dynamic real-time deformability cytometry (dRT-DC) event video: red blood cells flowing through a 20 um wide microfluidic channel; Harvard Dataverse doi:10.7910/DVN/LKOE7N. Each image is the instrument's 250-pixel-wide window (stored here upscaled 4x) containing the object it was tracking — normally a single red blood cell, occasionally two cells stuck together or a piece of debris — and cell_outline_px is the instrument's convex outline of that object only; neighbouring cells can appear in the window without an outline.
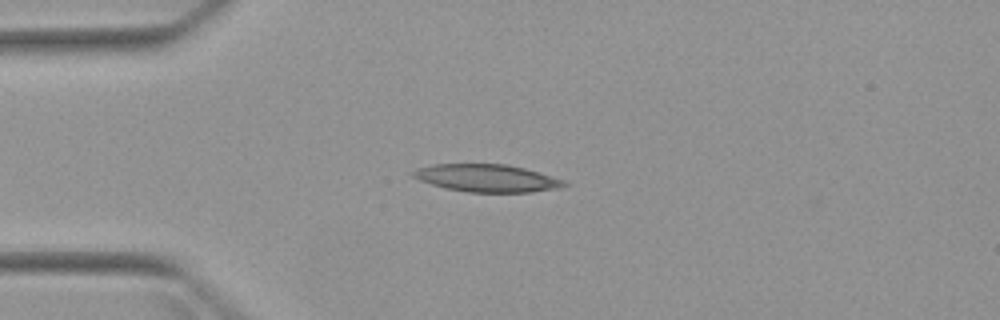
{"species": "Egyptian fruit bat (a non-hibernating species)", "species_latin": "Rousettus aegyptiacus", "temperature_condition": "warm", "stored_images_in_passage": 5, "camera_frame_rate_fps": 3000, "um_per_image_px": 0.085, "animal": {"sex": "female"}, "frame": {"image": 1, "passage_image": 3, "time_ms": 2.333, "image_size_px": [1000, 320], "cell_outline_px": [[572, 184], [560, 188], [532, 192], [468, 192], [444, 188], [420, 180], [412, 176], [408, 172], [416, 168], [432, 164], [508, 164], [524, 168], [552, 176], [564, 180]], "centroid_in_image_um": [41.39, 15.14], "position_along_channel_um": 43.6, "area_um2": 24.51}}
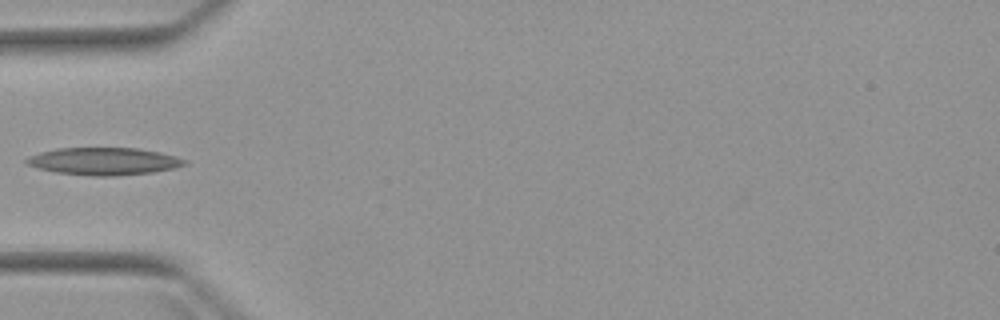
{"frame": {"image": 2, "passage_image": 4, "time_ms": 3.667, "image_size_px": [1000, 320], "cell_outline_px": [[188, 164], [176, 168], [152, 172], [116, 176], [92, 176], [56, 172], [36, 168], [24, 164], [24, 160], [28, 156], [40, 152], [56, 148], [136, 148], [160, 152], [176, 156], [188, 160]], "centroid_in_image_um": [8.82, 13.71], "position_along_channel_um": 76.2, "area_um2": 25.55}}
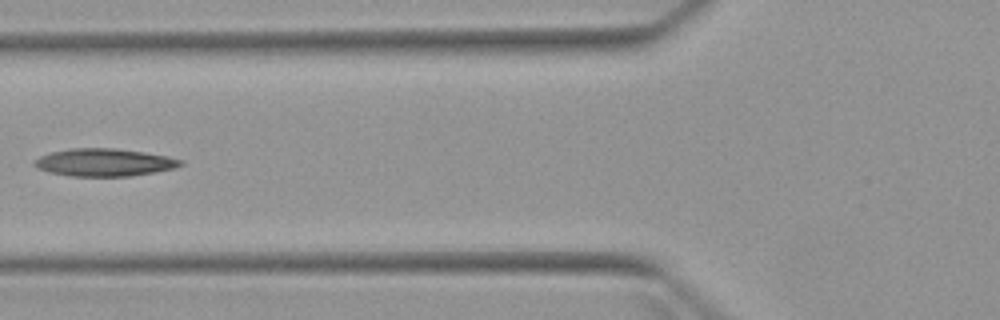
{"frame": {"image": 3, "passage_image": 5, "time_ms": 4.667, "image_size_px": [1000, 320], "cell_outline_px": [[184, 164], [176, 168], [156, 172], [132, 176], [72, 176], [48, 172], [36, 168], [32, 164], [32, 160], [40, 156], [52, 152], [72, 148], [116, 148], [144, 152], [168, 156], [184, 160]], "centroid_in_image_um": [8.87, 13.8], "position_along_channel_um": 116.9, "area_um2": 23.81}}